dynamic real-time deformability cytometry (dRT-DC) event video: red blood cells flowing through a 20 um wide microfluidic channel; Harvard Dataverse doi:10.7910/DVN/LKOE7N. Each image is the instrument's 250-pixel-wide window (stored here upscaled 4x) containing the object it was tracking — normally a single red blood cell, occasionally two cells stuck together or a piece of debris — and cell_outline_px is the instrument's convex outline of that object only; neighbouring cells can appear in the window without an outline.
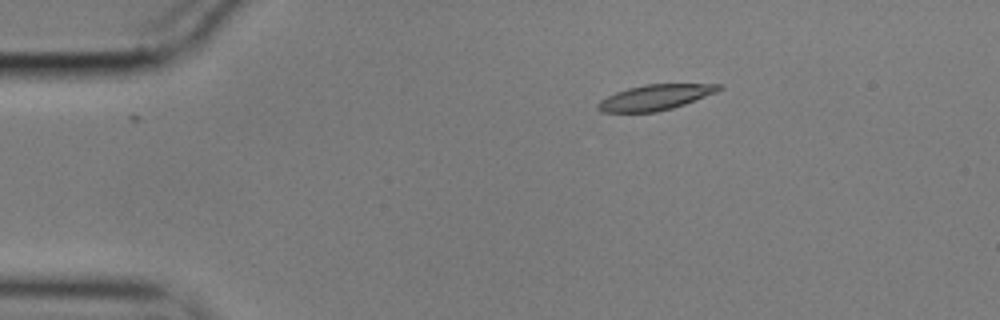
{"species": "common noctule bat (a hibernating species)", "species_latin": "Nyctalus noctula", "temperature_condition": "cold", "stored_images_in_passage": 47, "camera_frame_rate_fps": 3000, "um_per_image_px": 0.085, "animal": {"sex": "male", "body_mass_g": 17.9}, "frame": {"image": 1, "passage_image": 1, "time_ms": 0.0, "image_size_px": [1000, 320], "cell_outline_px": [[724, 88], [716, 92], [684, 104], [672, 108], [656, 112], [600, 112], [596, 108], [596, 104], [600, 100], [616, 92], [628, 88], [644, 84], [724, 84]], "centroid_in_image_um": [55.68, 8.27], "position_along_channel_um": 29.3, "area_um2": 17.92}}
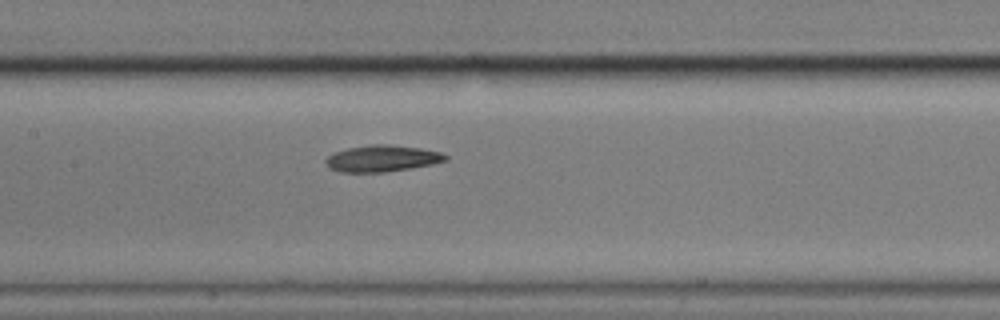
{"frame": {"image": 2, "passage_image": 18, "time_ms": 5.667, "image_size_px": [1000, 320], "cell_outline_px": [[448, 160], [432, 164], [384, 172], [340, 172], [328, 168], [324, 160], [332, 152], [348, 148], [372, 144], [388, 144], [420, 148], [440, 152], [448, 156]], "centroid_in_image_um": [32.44, 13.46], "position_along_channel_um": 175.0, "area_um2": 18.5}}
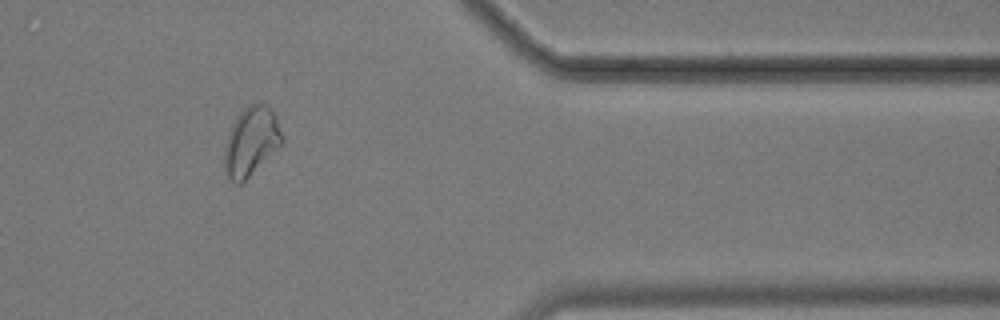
{"frame": {"image": 3, "passage_image": 38, "time_ms": 12.333, "image_size_px": [1000, 320], "cell_outline_px": [[284, 140], [240, 184], [236, 184], [228, 180], [224, 172], [224, 148], [232, 124], [236, 116], [248, 104], [268, 104], [276, 116]], "centroid_in_image_um": [21.31, 12.0], "position_along_channel_um": 390.1, "area_um2": 22.77}, "authors_computed_cell_mechanics": {"area_um2": 19.074, "velocity_mm_per_s": 3.5314, "shape_relaxation_time_tau1_ms": null, "shape_relaxation_time_tau2_ms": 6.2375, "deformation_change_tau1": null, "deformation_change_tau2": 0.1188}}